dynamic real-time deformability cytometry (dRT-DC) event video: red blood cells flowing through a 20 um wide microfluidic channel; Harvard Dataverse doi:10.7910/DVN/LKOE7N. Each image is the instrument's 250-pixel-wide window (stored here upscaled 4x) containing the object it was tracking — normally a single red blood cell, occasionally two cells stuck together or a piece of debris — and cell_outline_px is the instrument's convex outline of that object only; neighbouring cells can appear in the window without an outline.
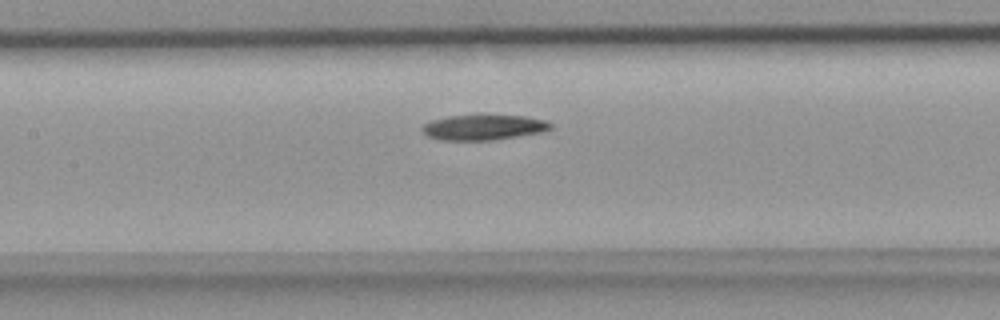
{"species": "common noctule bat (a hibernating species)", "species_latin": "Nyctalus noctula", "temperature_condition": "room temperature", "stored_images_in_passage": 34, "camera_frame_rate_fps": 3000, "um_per_image_px": 0.085, "animal": {"sex": "female", "body_mass_g": 18.4}, "frame": {"image": 1, "passage_image": 10, "time_ms": 3.0, "image_size_px": [1000, 320], "cell_outline_px": [[552, 128], [544, 132], [492, 140], [440, 140], [428, 136], [420, 128], [424, 124], [432, 120], [448, 116], [480, 112], [484, 112], [524, 116], [544, 120], [552, 124]], "centroid_in_image_um": [41.11, 10.77], "position_along_channel_um": 166.3, "area_um2": 19.83}}
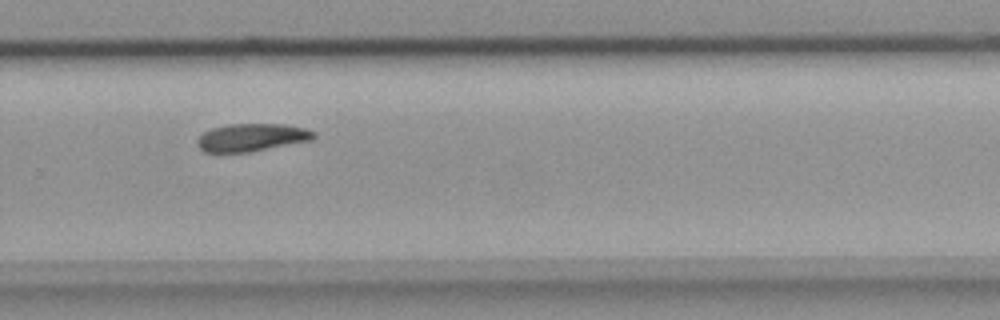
{"frame": {"image": 2, "passage_image": 20, "time_ms": 6.333, "image_size_px": [1000, 320], "cell_outline_px": [[316, 136], [312, 140], [248, 152], [204, 152], [196, 144], [196, 140], [204, 132], [212, 128], [228, 124], [284, 124], [304, 128], [316, 132]], "centroid_in_image_um": [21.39, 11.68], "position_along_channel_um": 308.4, "area_um2": 18.79}}
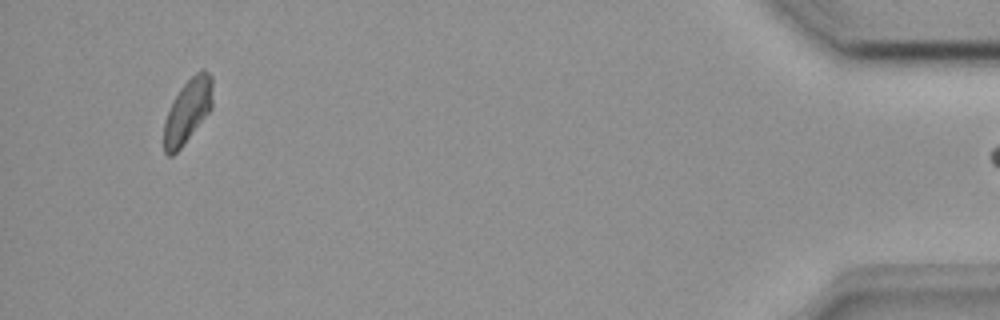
{"frame": {"image": 3, "passage_image": 33, "time_ms": 10.667, "image_size_px": [1000, 320], "cell_outline_px": [[212, 108], [180, 148], [172, 156], [168, 156], [164, 152], [164, 120], [180, 88], [200, 68], [204, 68], [212, 76]], "centroid_in_image_um": [15.96, 9.41], "position_along_channel_um": 419.2, "area_um2": 17.92}}